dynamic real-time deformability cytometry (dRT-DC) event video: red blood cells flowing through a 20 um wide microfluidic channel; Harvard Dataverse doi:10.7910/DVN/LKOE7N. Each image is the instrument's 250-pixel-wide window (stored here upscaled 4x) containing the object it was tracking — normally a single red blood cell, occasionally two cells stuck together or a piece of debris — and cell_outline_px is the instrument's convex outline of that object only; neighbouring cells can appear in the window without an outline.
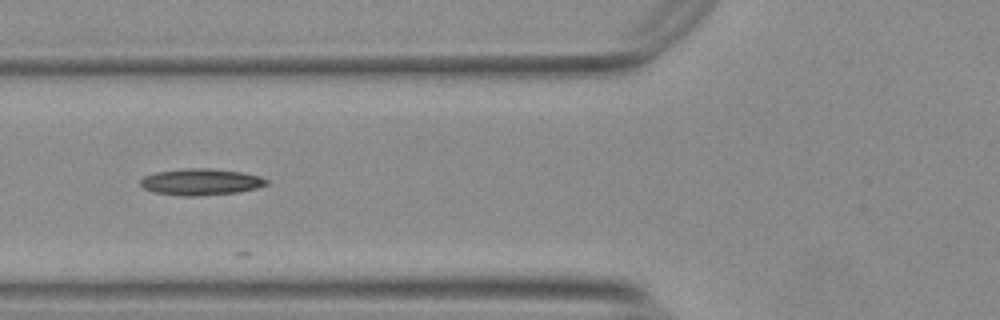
{"species": "Egyptian fruit bat (a non-hibernating species)", "species_latin": "Rousettus aegyptiacus", "temperature_condition": "warm", "stored_images_in_passage": 9, "camera_frame_rate_fps": 3000, "um_per_image_px": 0.085, "animal": {"sex": "female"}, "frame": {"image": 1, "passage_image": 5, "time_ms": 1.333, "image_size_px": [1000, 320], "cell_outline_px": [[268, 184], [256, 188], [236, 192], [196, 196], [180, 196], [152, 192], [144, 188], [140, 184], [140, 180], [144, 176], [156, 172], [184, 168], [212, 168], [244, 172], [260, 176], [268, 180]], "centroid_in_image_um": [17.06, 15.45], "position_along_channel_um": 108.7, "area_um2": 19.59}}